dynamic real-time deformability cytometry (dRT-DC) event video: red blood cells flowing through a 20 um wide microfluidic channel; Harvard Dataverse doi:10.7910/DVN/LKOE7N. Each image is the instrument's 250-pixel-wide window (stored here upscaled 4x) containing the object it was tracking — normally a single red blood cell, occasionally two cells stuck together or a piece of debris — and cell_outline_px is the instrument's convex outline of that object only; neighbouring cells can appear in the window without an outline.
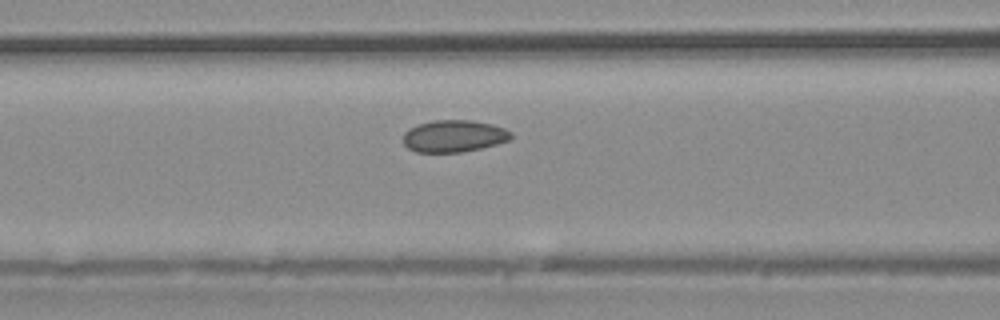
{"species": "common noctule bat (a hibernating species)", "species_latin": "Nyctalus noctula", "temperature_condition": "warm", "stored_images_in_passage": 11, "camera_frame_rate_fps": 3000, "um_per_image_px": 0.085, "animal": {"sex": "male", "body_mass_g": 20.4}, "frame": {"image": 1, "passage_image": 10, "time_ms": 3.0, "image_size_px": [1000, 320], "cell_outline_px": [[512, 136], [508, 140], [496, 144], [480, 148], [460, 152], [416, 152], [408, 148], [404, 144], [404, 132], [408, 128], [416, 124], [432, 120], [472, 120], [492, 124], [504, 128], [512, 132]], "centroid_in_image_um": [38.55, 11.55], "position_along_channel_um": 128.0, "area_um2": 20.17}}